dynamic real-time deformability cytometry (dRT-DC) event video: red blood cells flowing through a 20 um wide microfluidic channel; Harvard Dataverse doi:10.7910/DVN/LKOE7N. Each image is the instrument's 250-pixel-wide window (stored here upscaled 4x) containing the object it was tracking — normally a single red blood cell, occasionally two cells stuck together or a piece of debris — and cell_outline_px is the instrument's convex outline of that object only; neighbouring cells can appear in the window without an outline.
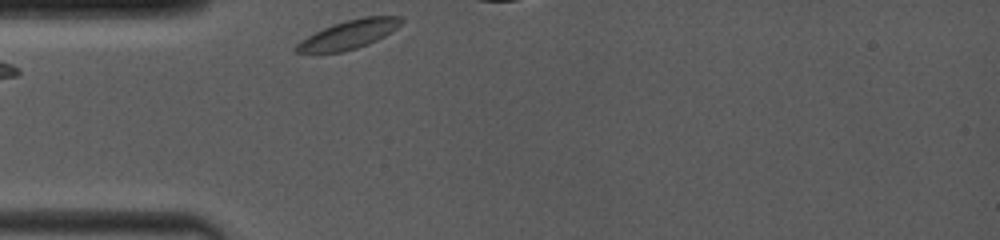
{"species": "common noctule bat (a hibernating species)", "species_latin": "Nyctalus noctula", "temperature_condition": "room temperature", "stored_images_in_passage": 7, "camera_frame_rate_fps": 4000, "um_per_image_px": 0.085, "animal": {"sex": "female", "body_mass_g": 19.0, "forearm_length_mm": 53.3}, "frame": {"image": 1, "passage_image": 1, "time_ms": 0.0, "image_size_px": [1000, 240], "cell_outline_px": [[404, 20], [396, 28], [384, 36], [368, 44], [344, 52], [296, 52], [296, 44], [300, 40], [332, 24], [344, 20], [364, 16], [404, 16]], "centroid_in_image_um": [29.68, 2.91], "position_along_channel_um": 55.3, "area_um2": 17.4}}